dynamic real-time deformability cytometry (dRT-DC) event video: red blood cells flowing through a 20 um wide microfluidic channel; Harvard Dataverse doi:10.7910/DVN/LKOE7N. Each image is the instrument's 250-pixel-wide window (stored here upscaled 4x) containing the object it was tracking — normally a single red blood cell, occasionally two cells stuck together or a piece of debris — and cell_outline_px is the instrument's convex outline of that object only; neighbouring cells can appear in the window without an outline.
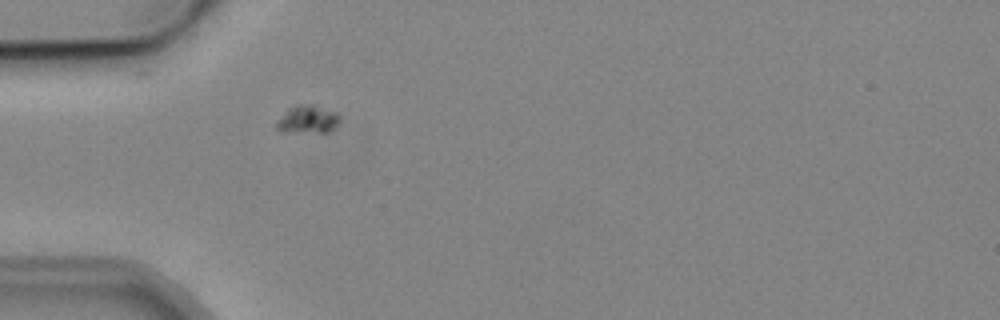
{"species": "common noctule bat (a hibernating species)", "species_latin": "Nyctalus noctula", "temperature_condition": "cold", "stored_images_in_passage": 1, "camera_frame_rate_fps": 3000, "um_per_image_px": 0.085, "animal": {"sex": "male", "body_mass_g": 19.2, "forearm_length_mm": 51.8}, "frame": {"image": 1, "passage_image": 1, "time_ms": 0.0, "image_size_px": [1000, 320], "cell_outline_px": [[340, 120], [328, 132], [280, 132], [276, 128], [276, 124], [288, 108], [296, 104], [312, 104], [336, 112], [340, 116]], "centroid_in_image_um": [26.14, 10.14], "position_along_channel_um": 58.9, "area_um2": 10.23}}